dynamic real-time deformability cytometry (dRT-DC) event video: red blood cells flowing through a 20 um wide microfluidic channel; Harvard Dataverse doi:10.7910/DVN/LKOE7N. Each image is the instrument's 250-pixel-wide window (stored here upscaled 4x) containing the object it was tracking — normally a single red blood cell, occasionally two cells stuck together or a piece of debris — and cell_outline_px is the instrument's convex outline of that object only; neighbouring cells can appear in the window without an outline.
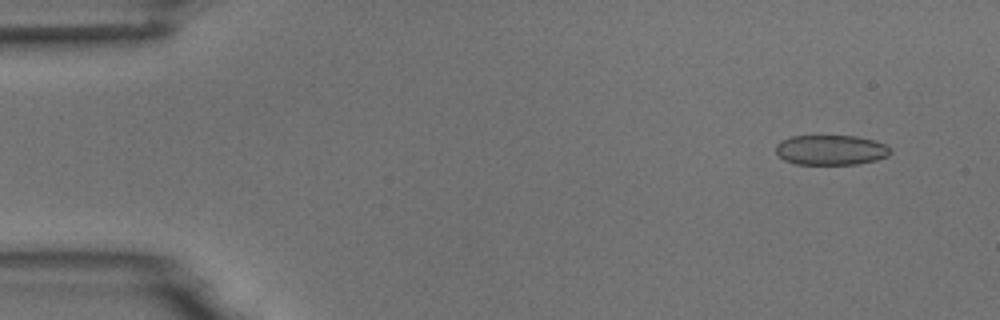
{"species": "common noctule bat (a hibernating species)", "species_latin": "Nyctalus noctula", "temperature_condition": "room temperature", "stored_images_in_passage": 4, "camera_frame_rate_fps": 3000, "um_per_image_px": 0.085, "animal": {"sex": "male", "body_mass_g": 18.8}, "frame": {"image": 1, "passage_image": 1, "time_ms": 0.0, "image_size_px": [1000, 320], "cell_outline_px": [[892, 152], [888, 156], [876, 160], [856, 164], [796, 164], [784, 160], [776, 152], [776, 144], [780, 140], [792, 136], [856, 136], [872, 140], [884, 144]], "centroid_in_image_um": [70.6, 12.75], "position_along_channel_um": 14.4, "area_um2": 19.94}}
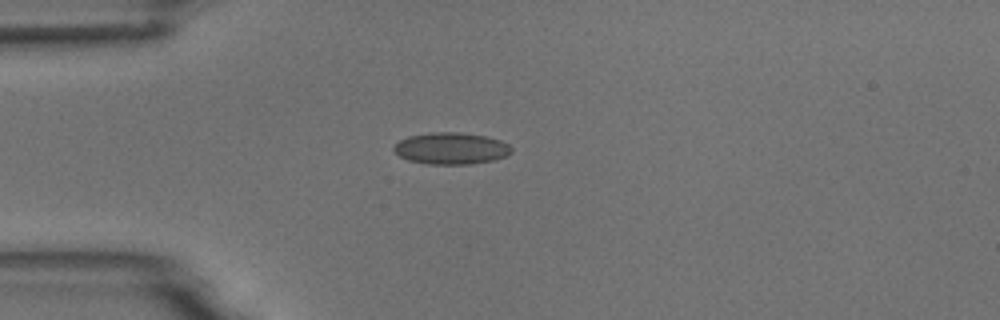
{"frame": {"image": 2, "passage_image": 4, "time_ms": 3.333, "image_size_px": [1000, 320], "cell_outline_px": [[512, 152], [508, 156], [492, 160], [468, 164], [428, 164], [408, 160], [400, 156], [392, 148], [400, 140], [408, 136], [432, 132], [460, 132], [484, 136], [500, 140], [508, 144], [512, 148]], "centroid_in_image_um": [38.35, 12.61], "position_along_channel_um": 46.6, "area_um2": 21.68}}